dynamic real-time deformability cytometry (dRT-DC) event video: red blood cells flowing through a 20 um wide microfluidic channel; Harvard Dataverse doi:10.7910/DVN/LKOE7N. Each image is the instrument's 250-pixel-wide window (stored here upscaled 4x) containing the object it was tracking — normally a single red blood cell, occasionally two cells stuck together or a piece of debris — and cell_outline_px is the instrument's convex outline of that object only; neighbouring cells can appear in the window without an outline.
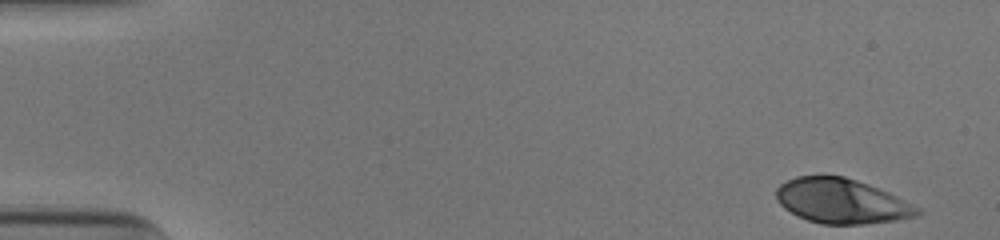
{"species": "human", "species_latin": "Homo sapiens", "temperature_condition": "cold", "stored_images_in_passage": 50, "camera_frame_rate_fps": 3000, "um_per_image_px": 0.085, "donor": {"sex": "male"}, "frame": {"image": 1, "passage_image": 1, "time_ms": 0.0, "image_size_px": [1000, 240], "cell_outline_px": [[924, 212], [916, 216], [896, 220], [864, 224], [820, 224], [796, 216], [784, 208], [776, 200], [776, 188], [780, 184], [796, 176], [844, 176], [868, 184], [888, 192], [920, 208]], "centroid_in_image_um": [71.52, 17.1], "position_along_channel_um": 13.5, "area_um2": 36.82}}
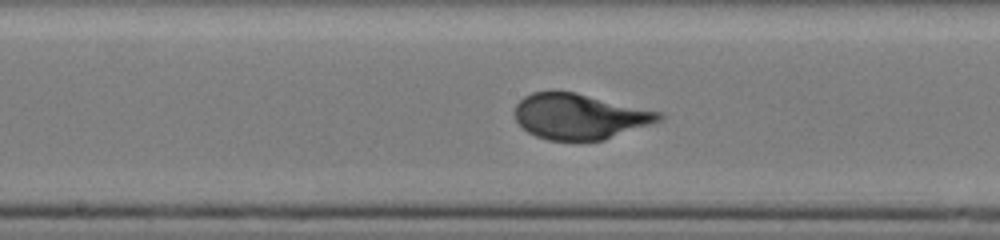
{"frame": {"image": 2, "passage_image": 26, "time_ms": 8.333, "image_size_px": [1000, 240], "cell_outline_px": [[664, 116], [660, 120], [604, 140], [548, 140], [536, 136], [528, 132], [516, 120], [516, 104], [524, 96], [532, 92], [552, 88], [576, 92], [664, 112]], "centroid_in_image_um": [49.25, 9.85], "position_along_channel_um": 198.9, "area_um2": 38.61}}
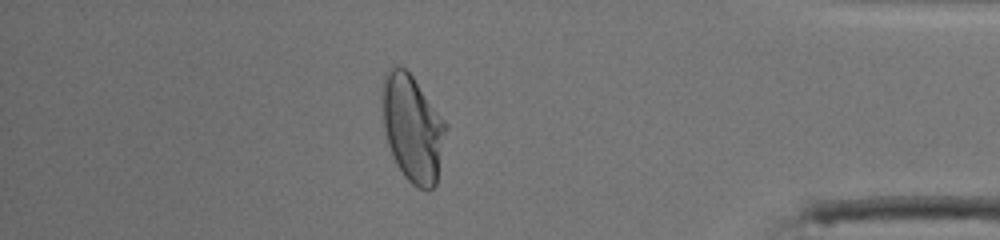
{"frame": {"image": 3, "passage_image": 44, "time_ms": 14.333, "image_size_px": [1000, 240], "cell_outline_px": [[448, 128], [436, 184], [432, 188], [420, 188], [412, 184], [404, 176], [396, 164], [388, 144], [384, 132], [380, 96], [380, 88], [384, 72], [392, 64], [400, 64], [412, 76], [448, 124]], "centroid_in_image_um": [35.03, 10.83], "position_along_channel_um": 400.2, "area_um2": 40.34}, "authors_computed_cell_mechanics": {"area_um2": 38.2058, "velocity_mm_per_s": 3.8895, "shape_relaxation_time_tau1_ms": 3.7133, "shape_relaxation_time_tau2_ms": null, "deformation_change_tau1": 0.1937, "deformation_change_tau2": null}}